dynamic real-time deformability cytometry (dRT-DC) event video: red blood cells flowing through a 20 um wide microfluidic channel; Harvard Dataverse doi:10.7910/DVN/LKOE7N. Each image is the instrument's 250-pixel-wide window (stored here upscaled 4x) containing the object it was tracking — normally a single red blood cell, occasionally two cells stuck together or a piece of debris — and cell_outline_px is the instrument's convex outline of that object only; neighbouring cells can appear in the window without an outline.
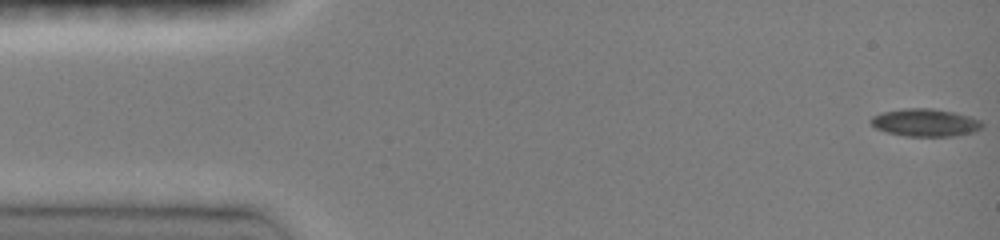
{"species": "common noctule bat (a hibernating species)", "species_latin": "Nyctalus noctula", "temperature_condition": "room temperature", "stored_images_in_passage": 37, "camera_frame_rate_fps": 3000, "um_per_image_px": 0.085, "animal": {"sex": "female", "body_mass_g": 19.0, "forearm_length_mm": 51.5}, "frame": {"image": 1, "passage_image": 1, "time_ms": 0.0, "image_size_px": [1000, 240], "cell_outline_px": [[984, 124], [980, 128], [972, 132], [956, 136], [904, 136], [888, 132], [876, 128], [868, 120], [872, 116], [880, 112], [904, 108], [932, 108], [952, 112], [968, 116], [980, 120]], "centroid_in_image_um": [78.61, 10.41], "position_along_channel_um": 6.4, "area_um2": 17.92}}
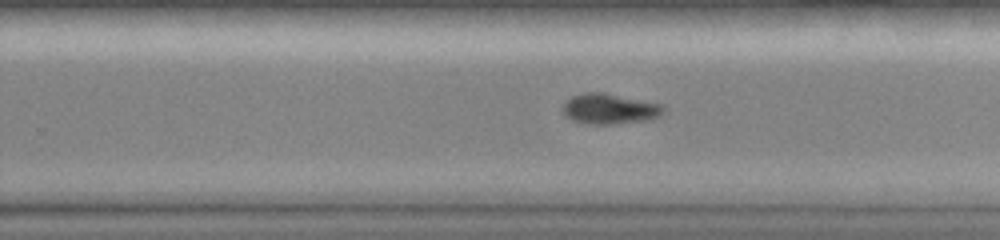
{"frame": {"image": 2, "passage_image": 30, "time_ms": 9.667, "image_size_px": [1000, 240], "cell_outline_px": [[664, 112], [660, 116], [648, 120], [612, 124], [588, 124], [572, 120], [564, 116], [560, 108], [572, 96], [584, 92], [604, 92], [660, 104], [664, 108]], "centroid_in_image_um": [51.77, 9.25], "position_along_channel_um": 278.0, "area_um2": 17.92}}
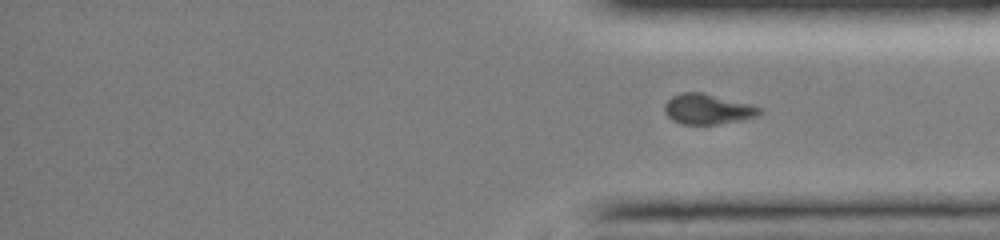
{"frame": {"image": 3, "passage_image": 37, "time_ms": 12.0, "image_size_px": [1000, 240], "cell_outline_px": [[764, 112], [756, 116], [740, 120], [716, 124], [680, 124], [672, 120], [664, 112], [664, 104], [672, 96], [680, 92], [704, 92], [752, 104], [760, 108]], "centroid_in_image_um": [60.14, 9.26], "position_along_channel_um": 375.1, "area_um2": 16.94}}